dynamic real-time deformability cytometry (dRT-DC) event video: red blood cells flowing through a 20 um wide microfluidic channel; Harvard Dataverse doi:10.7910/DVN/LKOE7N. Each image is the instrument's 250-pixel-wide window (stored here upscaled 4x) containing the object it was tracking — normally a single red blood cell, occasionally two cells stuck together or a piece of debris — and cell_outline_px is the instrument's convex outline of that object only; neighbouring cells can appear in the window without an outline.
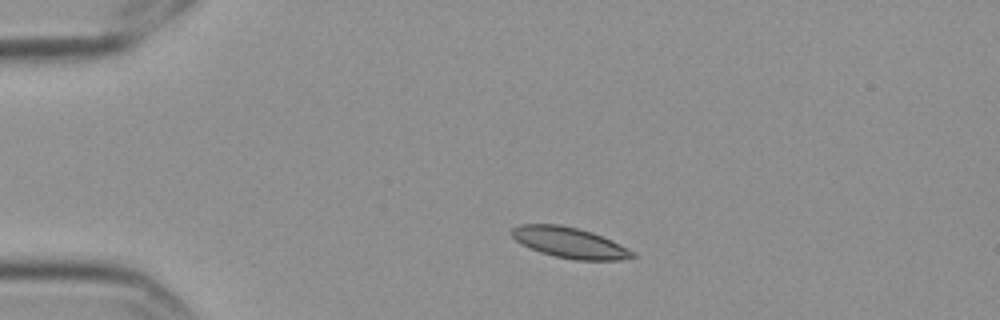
{"species": "Egyptian fruit bat (a non-hibernating species)", "species_latin": "Rousettus aegyptiacus", "temperature_condition": "cold", "stored_images_in_passage": 6, "camera_frame_rate_fps": 3000, "um_per_image_px": 0.085, "frame": {"image": 1, "passage_image": 2, "time_ms": 0.333, "image_size_px": [1000, 320], "cell_outline_px": [[636, 256], [632, 260], [576, 260], [556, 256], [540, 252], [516, 240], [512, 236], [512, 228], [520, 224], [560, 224], [592, 232], [612, 240], [636, 252]], "centroid_in_image_um": [48.5, 20.63], "position_along_channel_um": 36.5, "area_um2": 21.56}}
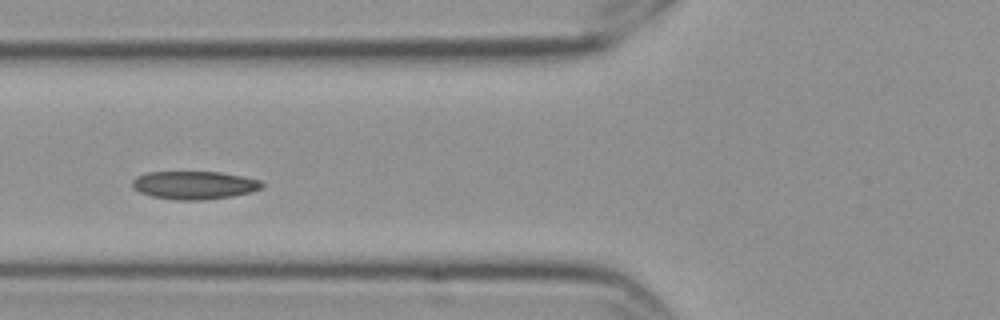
{"frame": {"image": 2, "passage_image": 5, "time_ms": 1.333, "image_size_px": [1000, 320], "cell_outline_px": [[264, 184], [260, 188], [252, 192], [232, 196], [204, 200], [176, 200], [152, 196], [140, 192], [132, 188], [132, 180], [136, 176], [148, 172], [220, 172], [244, 176], [260, 180]], "centroid_in_image_um": [16.51, 15.73], "position_along_channel_um": 109.3, "area_um2": 21.33}}
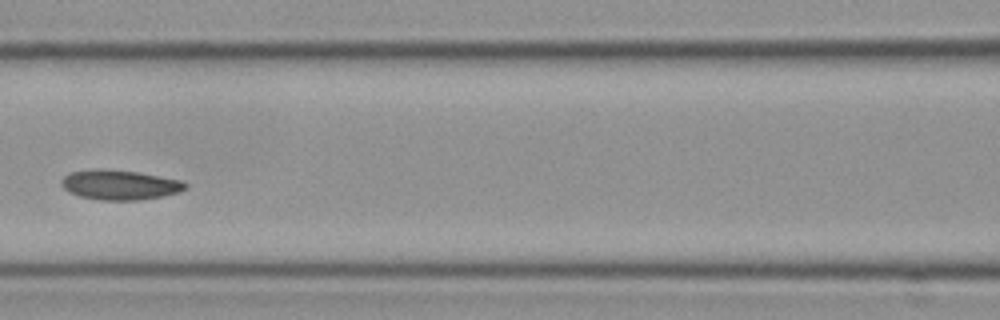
{"frame": {"image": 3, "passage_image": 6, "time_ms": 1.667, "image_size_px": [1000, 320], "cell_outline_px": [[188, 188], [180, 192], [164, 196], [140, 200], [100, 200], [80, 196], [68, 192], [60, 184], [60, 180], [64, 176], [72, 172], [140, 172], [180, 180], [188, 184]], "centroid_in_image_um": [10.26, 15.77], "position_along_channel_um": 156.3, "area_um2": 20.75}}